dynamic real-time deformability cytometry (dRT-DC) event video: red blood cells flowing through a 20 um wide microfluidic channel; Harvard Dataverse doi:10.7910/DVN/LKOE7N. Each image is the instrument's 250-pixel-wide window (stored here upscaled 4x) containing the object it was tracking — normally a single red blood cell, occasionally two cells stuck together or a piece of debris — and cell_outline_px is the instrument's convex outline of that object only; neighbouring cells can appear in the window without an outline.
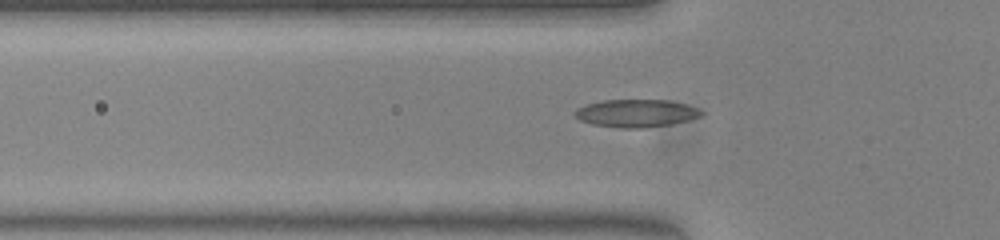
{"species": "common noctule bat (a hibernating species)", "species_latin": "Nyctalus noctula", "temperature_condition": "warm", "stored_images_in_passage": 41, "camera_frame_rate_fps": 3000, "um_per_image_px": 0.085, "animal": {"sex": "female", "body_mass_g": 23.0, "forearm_length_mm": 53.4}, "frame": {"image": 1, "passage_image": 5, "time_ms": 1.333, "image_size_px": [1000, 240], "cell_outline_px": [[700, 112], [696, 116], [684, 120], [668, 124], [636, 128], [596, 124], [584, 120], [576, 116], [576, 112], [580, 108], [588, 104], [608, 100], [664, 100], [684, 104]], "centroid_in_image_um": [54.03, 9.6], "position_along_channel_um": 71.8, "area_um2": 18.84}}
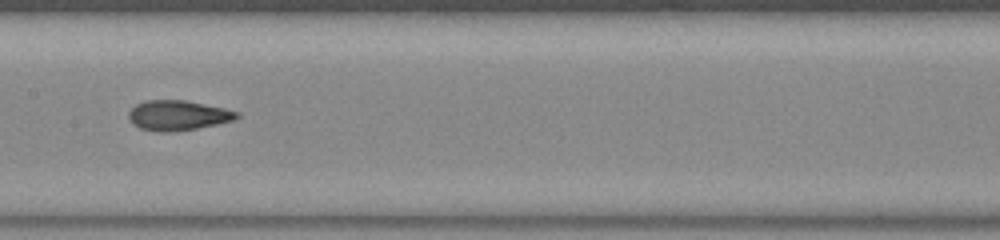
{"frame": {"image": 2, "passage_image": 14, "time_ms": 4.333, "image_size_px": [1000, 240], "cell_outline_px": [[240, 116], [232, 120], [196, 128], [144, 128], [136, 124], [128, 116], [128, 112], [136, 104], [148, 100], [184, 100], [220, 108], [236, 112]], "centroid_in_image_um": [15.12, 9.73], "position_along_channel_um": 192.3, "area_um2": 17.22}}
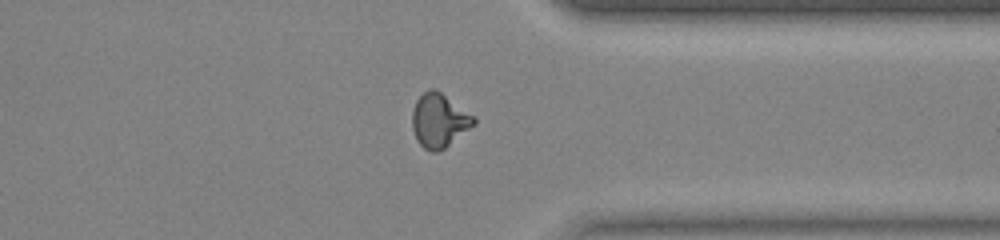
{"frame": {"image": 3, "passage_image": 28, "time_ms": 9.0, "image_size_px": [1000, 240], "cell_outline_px": [[476, 124], [444, 148], [432, 152], [424, 148], [420, 144], [416, 136], [412, 124], [412, 112], [416, 100], [424, 92], [432, 88], [440, 92], [472, 116], [476, 120]], "centroid_in_image_um": [37.31, 10.25], "position_along_channel_um": 374.1, "area_um2": 18.67}, "authors_computed_cell_mechanics": {"area_um2": 17.8024, "velocity_mm_per_s": 3.9914, "shape_relaxation_time_tau1_ms": null, "shape_relaxation_time_tau2_ms": 1.5246, "deformation_change_tau1": null, "deformation_change_tau2": 0.0869}}